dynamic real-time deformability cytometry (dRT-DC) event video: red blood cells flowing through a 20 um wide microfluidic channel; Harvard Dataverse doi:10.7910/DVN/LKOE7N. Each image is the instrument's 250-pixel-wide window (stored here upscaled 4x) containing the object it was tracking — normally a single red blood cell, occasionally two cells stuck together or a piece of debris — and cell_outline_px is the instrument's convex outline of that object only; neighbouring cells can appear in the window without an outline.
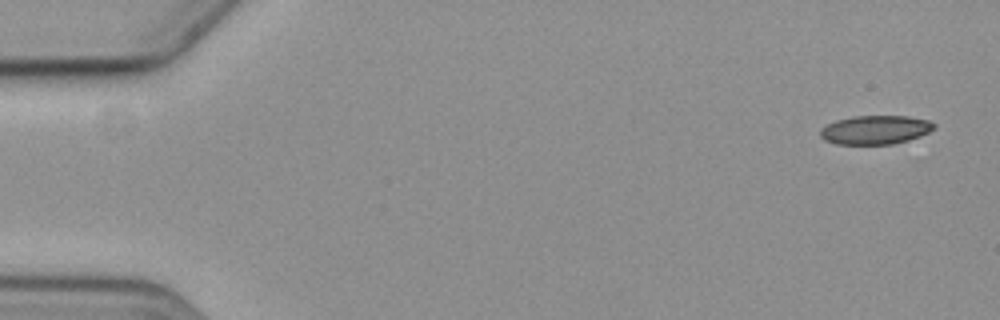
{"species": "common noctule bat (a hibernating species)", "species_latin": "Nyctalus noctula", "temperature_condition": "cold", "stored_images_in_passage": 5, "camera_frame_rate_fps": 3000, "um_per_image_px": 0.085, "animal": {"sex": "female", "body_mass_g": 19.3, "forearm_length_mm": 54.1}, "frame": {"image": 1, "passage_image": 1, "time_ms": 0.0, "image_size_px": [1000, 320], "cell_outline_px": [[936, 128], [920, 136], [908, 140], [892, 144], [836, 144], [824, 140], [820, 136], [820, 128], [836, 120], [852, 116], [908, 116], [928, 120], [936, 124]], "centroid_in_image_um": [74.4, 11.03], "position_along_channel_um": 10.6, "area_um2": 19.19}}